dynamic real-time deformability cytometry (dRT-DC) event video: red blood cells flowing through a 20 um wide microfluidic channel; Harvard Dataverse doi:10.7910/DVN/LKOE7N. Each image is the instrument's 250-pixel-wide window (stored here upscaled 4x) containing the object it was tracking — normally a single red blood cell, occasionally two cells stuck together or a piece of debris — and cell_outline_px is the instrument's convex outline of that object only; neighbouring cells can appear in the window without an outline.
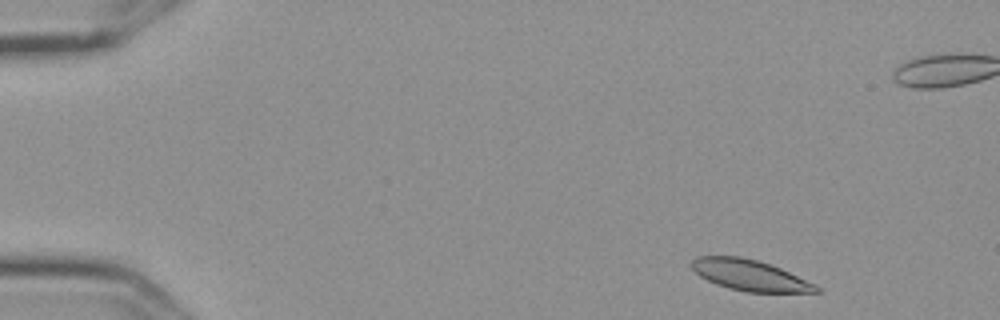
{"species": "Egyptian fruit bat (a non-hibernating species)", "species_latin": "Rousettus aegyptiacus", "temperature_condition": "cold", "stored_images_in_passage": 5, "camera_frame_rate_fps": 3000, "um_per_image_px": 0.085, "frame": {"image": 1, "passage_image": 1, "time_ms": 0.0, "image_size_px": [1000, 320], "cell_outline_px": [[820, 292], [748, 292], [728, 288], [716, 284], [700, 276], [692, 268], [692, 260], [696, 256], [740, 256], [756, 260], [780, 268], [816, 284], [820, 288]], "centroid_in_image_um": [63.73, 23.39], "position_along_channel_um": 21.3, "area_um2": 22.2}}